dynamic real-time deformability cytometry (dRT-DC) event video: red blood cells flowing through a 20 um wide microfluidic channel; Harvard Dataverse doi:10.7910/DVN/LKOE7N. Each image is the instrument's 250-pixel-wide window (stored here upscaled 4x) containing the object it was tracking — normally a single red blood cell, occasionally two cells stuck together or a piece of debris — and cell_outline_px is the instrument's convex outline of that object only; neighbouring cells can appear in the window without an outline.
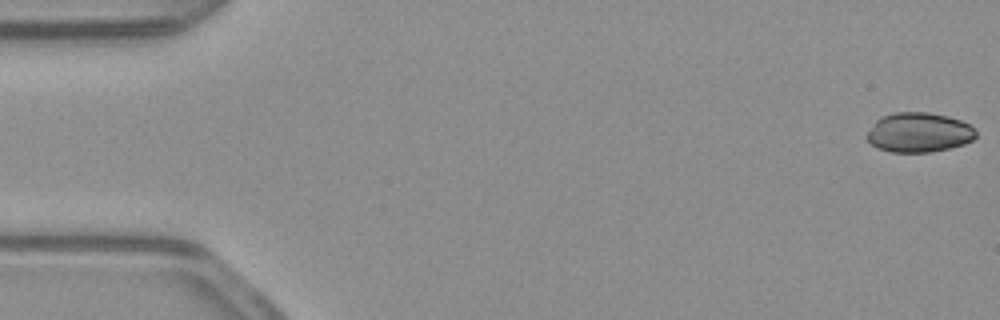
{"species": "common noctule bat (a hibernating species)", "species_latin": "Nyctalus noctula", "temperature_condition": "warm", "stored_images_in_passage": 53, "camera_frame_rate_fps": 3000, "um_per_image_px": 0.085, "animal": {"sex": "male", "body_mass_g": 23.1, "forearm_length_mm": 52.7}, "frame": {"image": 1, "passage_image": 1, "time_ms": 0.0, "image_size_px": [1000, 320], "cell_outline_px": [[976, 136], [972, 140], [964, 144], [932, 152], [892, 152], [880, 148], [872, 144], [864, 136], [876, 120], [880, 116], [896, 112], [928, 112], [948, 116], [960, 120], [968, 124], [976, 132]], "centroid_in_image_um": [78.08, 11.25], "position_along_channel_um": 6.9, "area_um2": 25.14}}
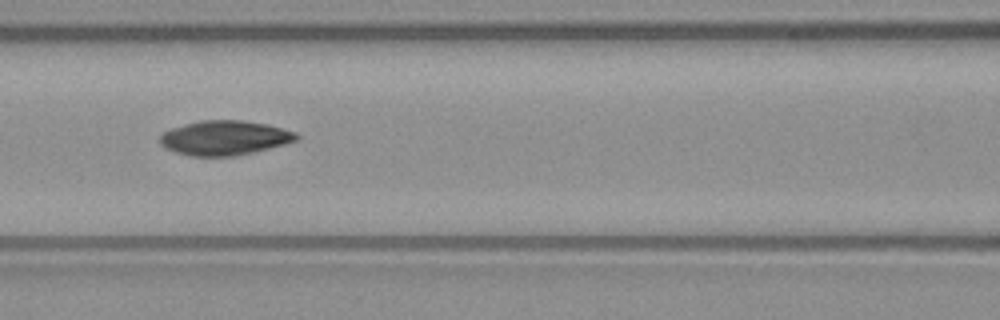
{"frame": {"image": 2, "passage_image": 23, "time_ms": 7.333, "image_size_px": [1000, 320], "cell_outline_px": [[300, 136], [296, 140], [284, 144], [252, 152], [232, 156], [192, 156], [176, 152], [164, 148], [160, 144], [160, 136], [164, 132], [172, 128], [184, 124], [200, 120], [244, 120], [268, 124], [296, 132]], "centroid_in_image_um": [19.08, 11.71], "position_along_channel_um": 147.5, "area_um2": 27.4}}
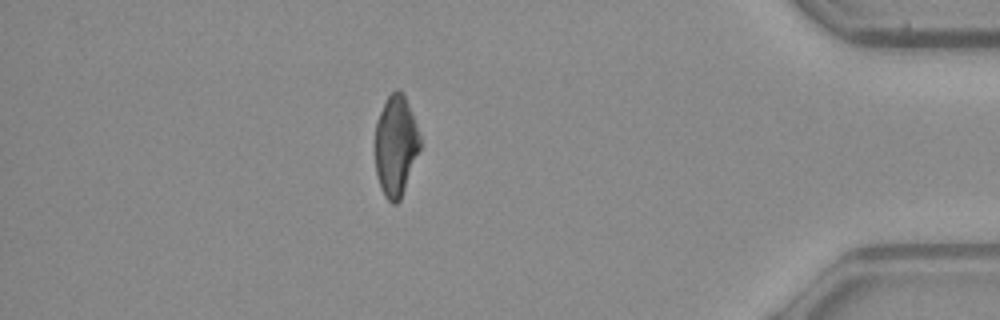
{"frame": {"image": 3, "passage_image": 46, "time_ms": 15.0, "image_size_px": [1000, 320], "cell_outline_px": [[420, 148], [400, 200], [396, 204], [392, 204], [384, 196], [380, 188], [376, 176], [376, 120], [388, 96], [396, 88], [400, 88], [404, 92], [416, 124], [420, 136]], "centroid_in_image_um": [33.64, 12.37], "position_along_channel_um": 401.6, "area_um2": 26.3}, "authors_computed_cell_mechanics": {"area_um2": 27.2816, "velocity_mm_per_s": 3.9215, "shape_relaxation_time_tau1_ms": 7.2848, "shape_relaxation_time_tau2_ms": 5.0847, "deformation_change_tau1": 0.1581, "deformation_change_tau2": 0.1021}}